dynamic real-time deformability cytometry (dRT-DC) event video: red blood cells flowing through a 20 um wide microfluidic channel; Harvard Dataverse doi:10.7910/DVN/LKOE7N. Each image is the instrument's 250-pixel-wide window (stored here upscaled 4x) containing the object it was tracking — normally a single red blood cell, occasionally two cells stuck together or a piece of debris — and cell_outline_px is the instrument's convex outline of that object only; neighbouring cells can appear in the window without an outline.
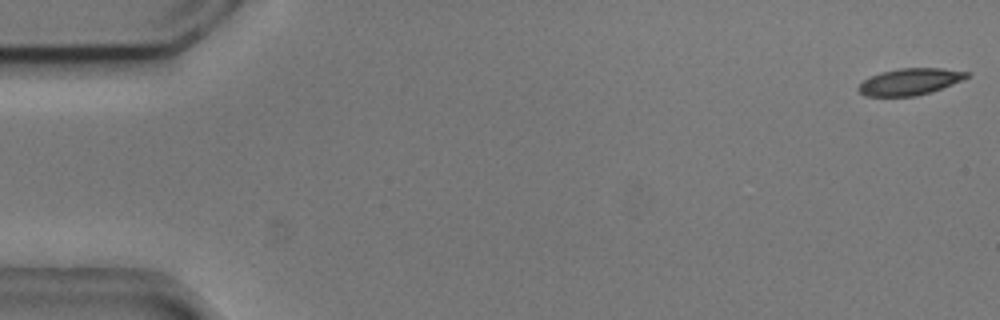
{"species": "common noctule bat (a hibernating species)", "species_latin": "Nyctalus noctula", "temperature_condition": "cold", "stored_images_in_passage": 3, "camera_frame_rate_fps": 3000, "um_per_image_px": 0.085, "animal": {"sex": "male", "body_mass_g": 20.5, "forearm_length_mm": 52.5}, "frame": {"image": 1, "passage_image": 1, "time_ms": 0.0, "image_size_px": [1000, 320], "cell_outline_px": [[972, 72], [968, 76], [952, 84], [916, 96], [864, 96], [856, 88], [864, 80], [880, 72], [900, 68], [944, 68]], "centroid_in_image_um": [77.33, 6.93], "position_along_channel_um": 7.7, "area_um2": 16.65}}